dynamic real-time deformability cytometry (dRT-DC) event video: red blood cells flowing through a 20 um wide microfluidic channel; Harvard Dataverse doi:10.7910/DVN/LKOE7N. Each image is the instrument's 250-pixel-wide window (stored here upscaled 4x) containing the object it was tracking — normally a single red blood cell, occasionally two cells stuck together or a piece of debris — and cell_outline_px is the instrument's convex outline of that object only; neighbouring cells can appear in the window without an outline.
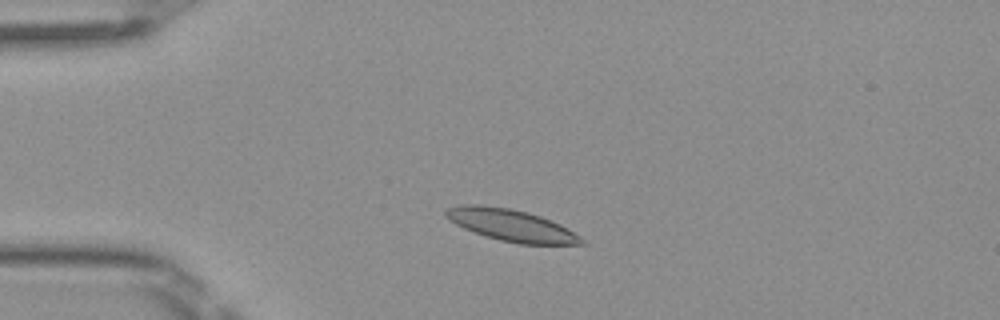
{"species": "Egyptian fruit bat (a non-hibernating species)", "species_latin": "Rousettus aegyptiacus", "temperature_condition": "room temperature", "stored_images_in_passage": 3, "camera_frame_rate_fps": 3000, "um_per_image_px": 0.085, "frame": {"image": 1, "passage_image": 3, "time_ms": 0.667, "image_size_px": [1000, 320], "cell_outline_px": [[588, 244], [520, 244], [500, 240], [464, 228], [448, 220], [444, 216], [444, 208], [460, 204], [480, 204], [508, 208], [528, 212], [540, 216], [560, 224], [580, 236]], "centroid_in_image_um": [43.42, 19.13], "position_along_channel_um": 41.6, "area_um2": 25.14}}